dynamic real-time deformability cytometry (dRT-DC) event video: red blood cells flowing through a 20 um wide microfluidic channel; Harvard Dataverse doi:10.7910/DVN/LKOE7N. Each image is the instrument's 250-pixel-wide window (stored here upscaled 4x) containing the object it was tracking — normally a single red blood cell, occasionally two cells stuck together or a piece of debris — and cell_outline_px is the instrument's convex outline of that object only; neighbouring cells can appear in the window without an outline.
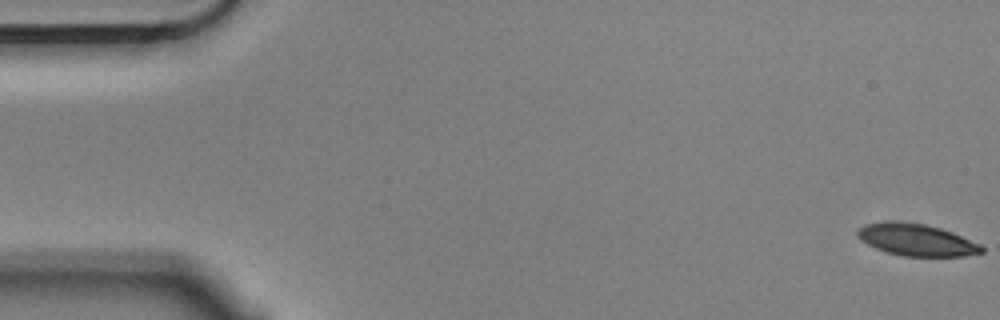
{"species": "Egyptian fruit bat (a non-hibernating species)", "species_latin": "Rousettus aegyptiacus", "temperature_condition": "cold", "stored_images_in_passage": 15, "camera_frame_rate_fps": 3000, "um_per_image_px": 0.085, "animal": {"sex": "male"}, "frame": {"image": 1, "passage_image": 1, "time_ms": 0.0, "image_size_px": [1000, 320], "cell_outline_px": [[984, 252], [964, 256], [904, 256], [884, 252], [860, 240], [856, 236], [856, 228], [864, 224], [888, 220], [892, 220], [924, 224], [940, 228], [952, 232], [980, 244], [984, 248]], "centroid_in_image_um": [77.84, 20.37], "position_along_channel_um": 7.2, "area_um2": 23.35}}
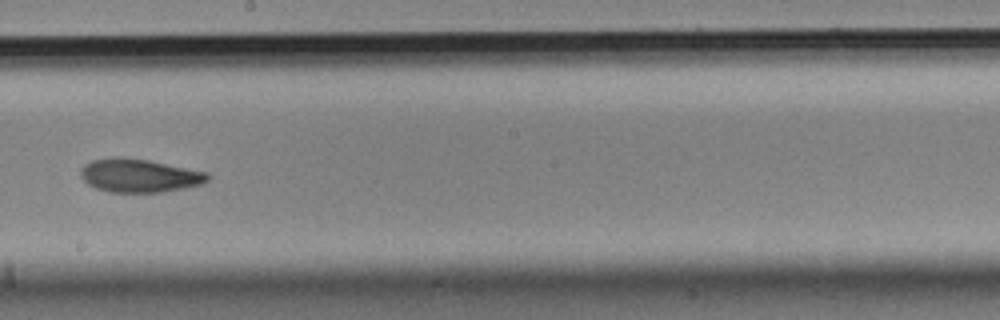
{"frame": {"image": 2, "passage_image": 9, "time_ms": 2.667, "image_size_px": [1000, 320], "cell_outline_px": [[208, 180], [204, 184], [164, 192], [108, 192], [96, 188], [88, 184], [80, 176], [80, 168], [84, 164], [92, 160], [112, 156], [124, 156], [148, 160], [208, 172]], "centroid_in_image_um": [11.81, 14.91], "position_along_channel_um": 236.4, "area_um2": 25.03}}
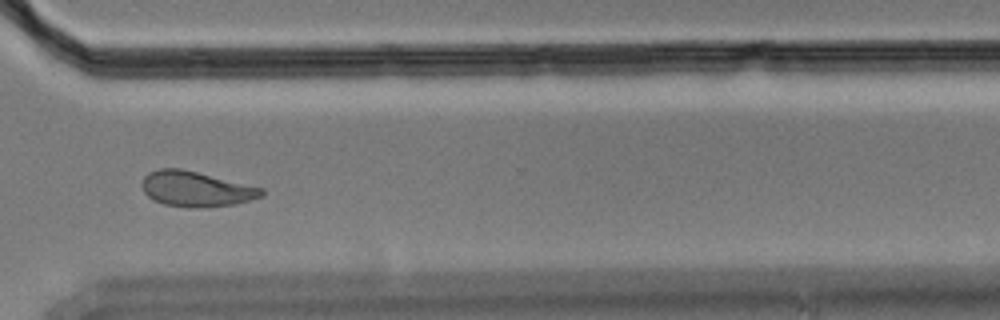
{"frame": {"image": 3, "passage_image": 12, "time_ms": 3.667, "image_size_px": [1000, 320], "cell_outline_px": [[264, 196], [236, 204], [164, 204], [148, 196], [144, 192], [140, 184], [144, 176], [148, 172], [160, 168], [180, 168], [264, 188]], "centroid_in_image_um": [16.65, 15.99], "position_along_channel_um": 353.9, "area_um2": 23.47}}